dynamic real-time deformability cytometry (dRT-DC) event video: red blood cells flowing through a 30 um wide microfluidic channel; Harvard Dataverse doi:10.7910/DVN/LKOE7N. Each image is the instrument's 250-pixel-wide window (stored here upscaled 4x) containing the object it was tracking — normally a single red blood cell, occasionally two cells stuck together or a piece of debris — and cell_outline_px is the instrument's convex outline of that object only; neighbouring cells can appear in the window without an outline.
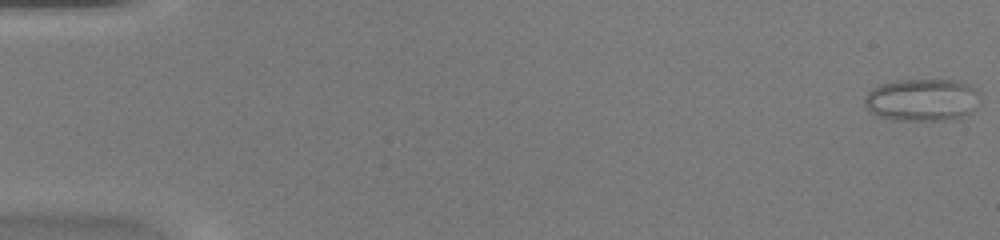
{"species": "common noctule bat (a hibernating species)", "species_latin": "Nyctalus noctula", "temperature_condition": "warm", "stored_images_in_passage": 49, "camera_frame_rate_fps": 3000, "um_per_image_px": 0.085, "animal": {"sex": "female", "body_mass_g": 20.0, "forearm_length_mm": 54.0}, "frame": {"image": 1, "passage_image": 1, "time_ms": 0.0, "image_size_px": [1000, 240], "cell_outline_px": [[980, 96], [968, 112], [964, 116], [944, 120], [892, 120], [880, 116], [872, 112], [864, 104], [864, 96], [872, 88], [880, 84], [896, 80], [960, 80], [976, 88], [980, 92]], "centroid_in_image_um": [78.35, 8.47], "position_along_channel_um": 6.7, "area_um2": 28.44}}
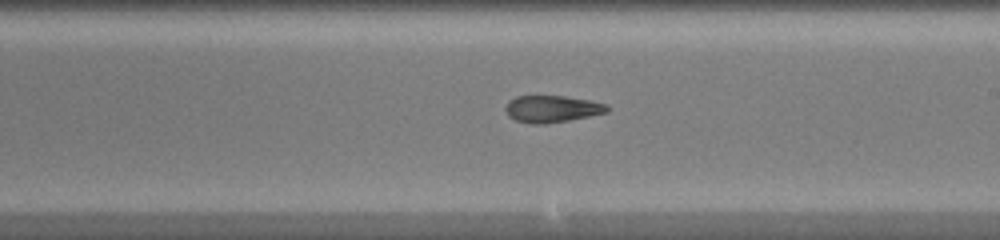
{"frame": {"image": 2, "passage_image": 29, "time_ms": 9.333, "image_size_px": [1000, 240], "cell_outline_px": [[608, 112], [568, 120], [544, 124], [532, 124], [516, 120], [508, 116], [504, 108], [508, 100], [516, 96], [564, 96], [588, 100], [608, 104]], "centroid_in_image_um": [46.88, 9.25], "position_along_channel_um": 242.1, "area_um2": 15.9}}
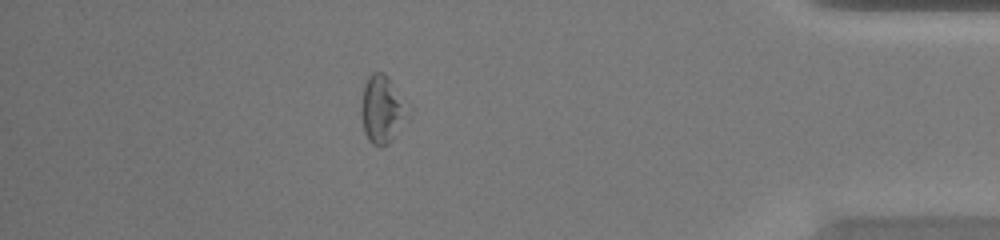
{"frame": {"image": 3, "passage_image": 43, "time_ms": 14.0, "image_size_px": [1000, 240], "cell_outline_px": [[412, 116], [388, 144], [380, 148], [372, 144], [368, 140], [364, 132], [360, 116], [360, 104], [364, 84], [368, 76], [372, 72], [384, 72], [388, 76], [412, 108]], "centroid_in_image_um": [32.53, 9.31], "position_along_channel_um": 402.7, "area_um2": 19.54}, "authors_computed_cell_mechanics": {"area_um2": 17.9758, "velocity_mm_per_s": 4.291, "shape_relaxation_time_tau1_ms": null, "shape_relaxation_time_tau2_ms": 4.0522, "deformation_change_tau1": null, "deformation_change_tau2": 0.1135}}